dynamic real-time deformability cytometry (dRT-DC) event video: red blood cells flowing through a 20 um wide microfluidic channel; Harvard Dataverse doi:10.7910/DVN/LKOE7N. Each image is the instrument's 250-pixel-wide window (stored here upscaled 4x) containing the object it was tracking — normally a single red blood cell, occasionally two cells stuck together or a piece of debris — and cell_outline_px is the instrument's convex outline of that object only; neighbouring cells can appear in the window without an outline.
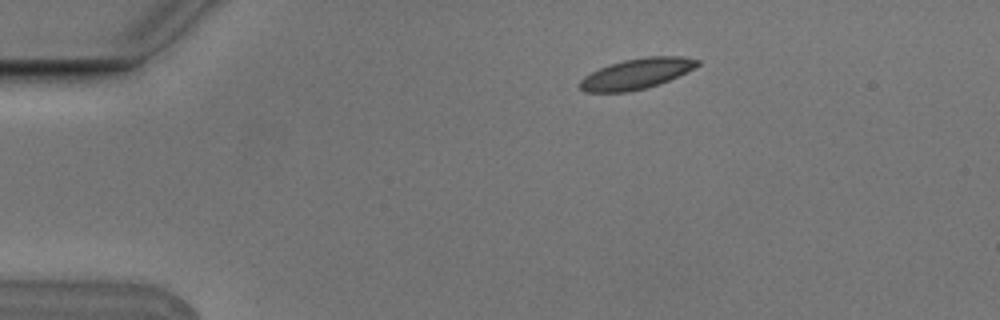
{"species": "Egyptian fruit bat (a non-hibernating species)", "species_latin": "Rousettus aegyptiacus", "temperature_condition": "cold", "stored_images_in_passage": 5, "camera_frame_rate_fps": 3000, "um_per_image_px": 0.085, "animal": {"sex": "male"}, "frame": {"image": 1, "passage_image": 1, "time_ms": 0.0, "image_size_px": [1000, 320], "cell_outline_px": [[700, 64], [660, 84], [648, 88], [628, 92], [584, 92], [580, 88], [580, 80], [584, 76], [608, 64], [624, 60], [644, 56], [684, 56], [700, 60]], "centroid_in_image_um": [54.09, 6.26], "position_along_channel_um": 30.9, "area_um2": 20.87}}
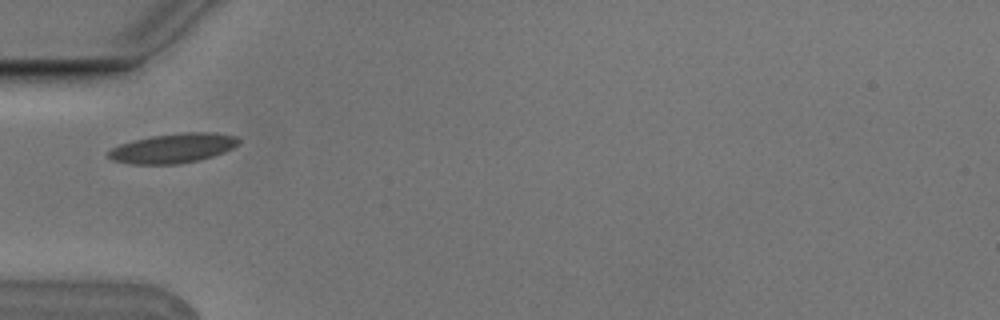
{"frame": {"image": 2, "passage_image": 3, "time_ms": 0.667, "image_size_px": [1000, 320], "cell_outline_px": [[240, 144], [224, 152], [200, 160], [180, 164], [128, 164], [112, 160], [108, 156], [108, 152], [112, 148], [120, 144], [132, 140], [152, 136], [184, 132], [216, 132], [236, 136], [240, 140]], "centroid_in_image_um": [14.73, 12.6], "position_along_channel_um": 70.3, "area_um2": 22.6}}